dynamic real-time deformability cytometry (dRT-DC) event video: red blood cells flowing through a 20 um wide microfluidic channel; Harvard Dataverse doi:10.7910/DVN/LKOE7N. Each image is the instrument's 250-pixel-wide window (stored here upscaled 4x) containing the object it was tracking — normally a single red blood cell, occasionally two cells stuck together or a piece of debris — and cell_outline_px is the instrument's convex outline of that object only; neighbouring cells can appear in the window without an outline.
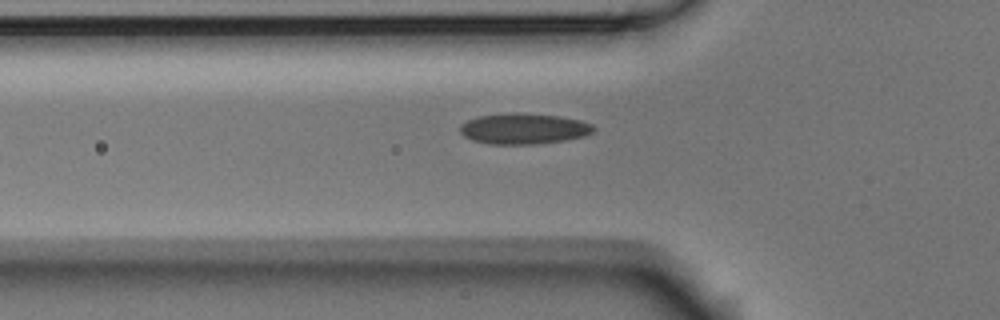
{"species": "Egyptian fruit bat (a non-hibernating species)", "species_latin": "Rousettus aegyptiacus", "temperature_condition": "room temperature", "stored_images_in_passage": 5, "camera_frame_rate_fps": 3000, "um_per_image_px": 0.085, "animal": {"sex": "male"}, "frame": {"image": 1, "passage_image": 5, "time_ms": 1.333, "image_size_px": [1000, 320], "cell_outline_px": [[596, 128], [592, 132], [584, 136], [568, 140], [536, 144], [488, 144], [472, 140], [464, 136], [460, 132], [460, 124], [468, 120], [480, 116], [560, 116], [580, 120], [592, 124]], "centroid_in_image_um": [44.55, 11.0], "position_along_channel_um": 81.2, "area_um2": 22.89}}